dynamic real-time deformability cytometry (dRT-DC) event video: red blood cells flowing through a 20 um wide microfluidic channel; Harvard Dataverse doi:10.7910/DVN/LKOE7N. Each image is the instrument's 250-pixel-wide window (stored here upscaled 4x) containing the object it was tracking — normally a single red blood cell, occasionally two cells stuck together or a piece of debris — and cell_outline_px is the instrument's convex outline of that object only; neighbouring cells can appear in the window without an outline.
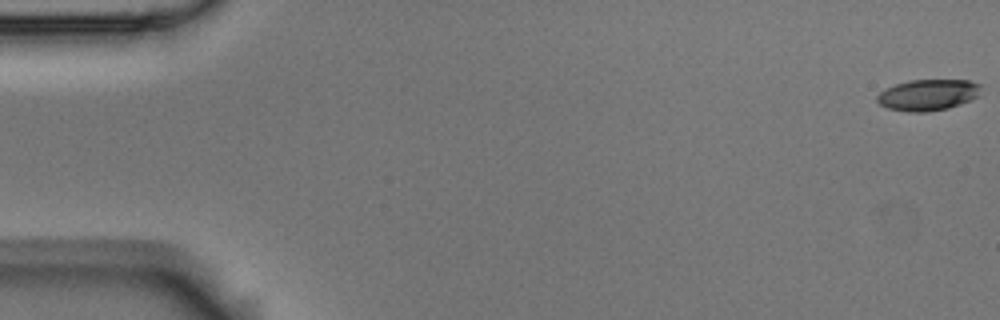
{"species": "Egyptian fruit bat (a non-hibernating species)", "species_latin": "Rousettus aegyptiacus", "temperature_condition": "room temperature", "stored_images_in_passage": 7, "camera_frame_rate_fps": 3000, "um_per_image_px": 0.085, "animal": {"sex": "male"}, "frame": {"image": 1, "passage_image": 1, "time_ms": 0.0, "image_size_px": [1000, 320], "cell_outline_px": [[980, 96], [960, 104], [948, 108], [924, 112], [908, 112], [888, 108], [880, 104], [876, 100], [876, 96], [884, 88], [908, 80], [968, 80], [980, 84]], "centroid_in_image_um": [78.87, 8.06], "position_along_channel_um": 6.1, "area_um2": 18.96}}
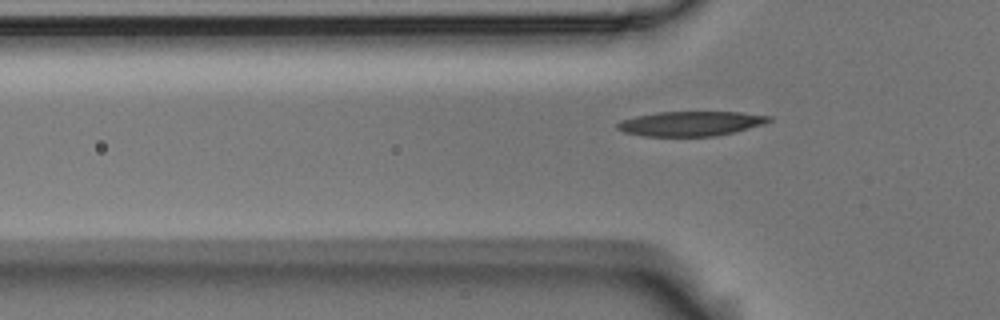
{"frame": {"image": 2, "passage_image": 7, "time_ms": 2.0, "image_size_px": [1000, 320], "cell_outline_px": [[772, 120], [764, 124], [716, 136], [644, 136], [624, 132], [616, 128], [616, 124], [620, 120], [636, 116], [656, 112], [740, 112], [772, 116]], "centroid_in_image_um": [58.69, 10.5], "position_along_channel_um": 67.1, "area_um2": 21.79}}